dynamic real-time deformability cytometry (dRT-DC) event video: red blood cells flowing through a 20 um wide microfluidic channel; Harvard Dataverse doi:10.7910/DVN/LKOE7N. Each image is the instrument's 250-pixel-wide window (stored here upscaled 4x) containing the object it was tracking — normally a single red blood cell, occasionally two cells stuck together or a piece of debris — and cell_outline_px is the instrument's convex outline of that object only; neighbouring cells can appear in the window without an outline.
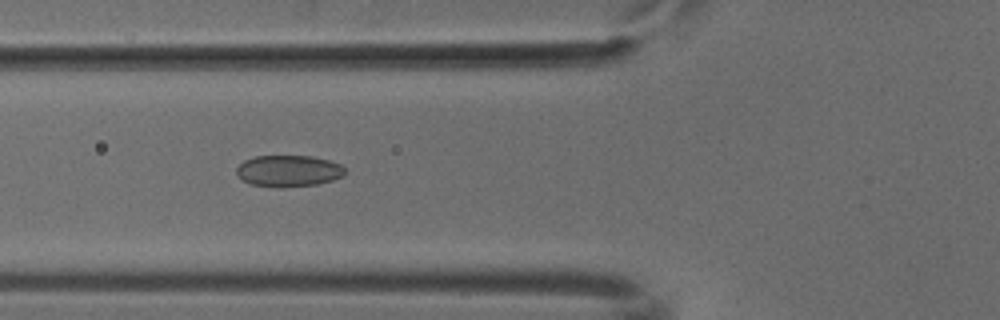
{"species": "common noctule bat (a hibernating species)", "species_latin": "Nyctalus noctula", "temperature_condition": "cold", "stored_images_in_passage": 52, "camera_frame_rate_fps": 3000, "um_per_image_px": 0.085, "animal": {"sex": "male", "body_mass_g": 18.8}, "frame": {"image": 1, "passage_image": 19, "time_ms": 6.0, "image_size_px": [1000, 320], "cell_outline_px": [[344, 176], [332, 180], [316, 184], [280, 188], [276, 188], [252, 184], [244, 180], [236, 172], [236, 168], [244, 160], [256, 156], [312, 156], [328, 160], [340, 164], [344, 168]], "centroid_in_image_um": [24.53, 14.53], "position_along_channel_um": 101.3, "area_um2": 19.83}}
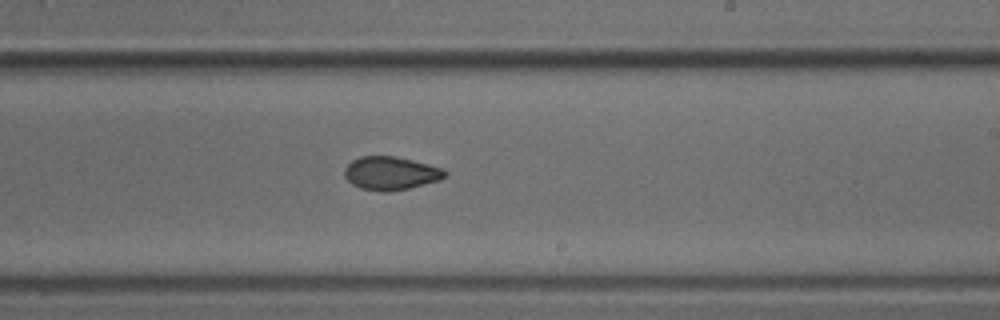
{"frame": {"image": 2, "passage_image": 31, "time_ms": 10.0, "image_size_px": [1000, 320], "cell_outline_px": [[448, 176], [440, 180], [408, 188], [388, 192], [384, 192], [360, 188], [352, 184], [344, 176], [344, 168], [352, 160], [360, 156], [392, 156], [412, 160], [444, 168], [448, 172]], "centroid_in_image_um": [33.23, 14.72], "position_along_channel_um": 255.8, "area_um2": 19.59}}
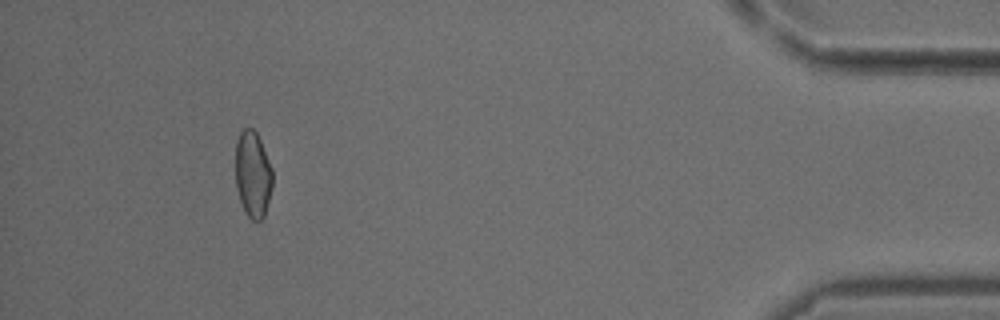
{"frame": {"image": 3, "passage_image": 48, "time_ms": 15.667, "image_size_px": [1000, 320], "cell_outline_px": [[272, 188], [264, 216], [260, 220], [252, 220], [244, 212], [236, 188], [236, 140], [240, 132], [244, 128], [252, 128], [256, 132], [260, 140], [272, 168]], "centroid_in_image_um": [21.48, 14.82], "position_along_channel_um": 413.7, "area_um2": 18.61}}